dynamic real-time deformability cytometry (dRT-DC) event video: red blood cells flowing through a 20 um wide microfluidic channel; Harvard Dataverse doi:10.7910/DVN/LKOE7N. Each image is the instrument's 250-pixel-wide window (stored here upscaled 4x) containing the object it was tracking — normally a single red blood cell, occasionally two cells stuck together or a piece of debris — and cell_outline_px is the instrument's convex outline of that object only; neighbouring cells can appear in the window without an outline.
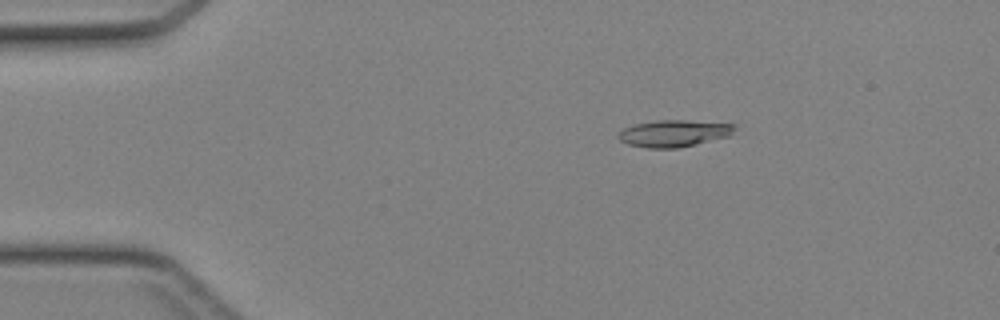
{"species": "Egyptian fruit bat (a non-hibernating species)", "species_latin": "Rousettus aegyptiacus", "temperature_condition": "cold", "stored_images_in_passage": 44, "camera_frame_rate_fps": 3000, "um_per_image_px": 0.085, "animal": {"sex": "female"}, "frame": {"image": 1, "passage_image": 8, "time_ms": 2.333, "image_size_px": [1000, 320], "cell_outline_px": [[736, 128], [728, 136], [680, 148], [648, 148], [628, 144], [620, 140], [616, 136], [624, 128], [636, 124], [656, 120], [684, 120], [736, 124]], "centroid_in_image_um": [57.28, 11.33], "position_along_channel_um": 27.7, "area_um2": 18.09}}
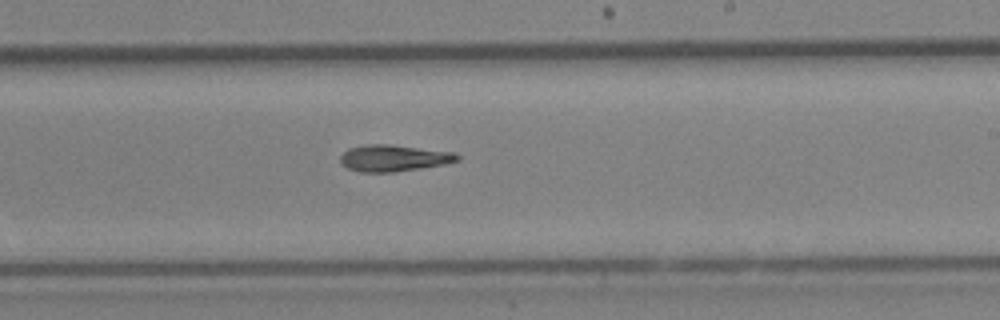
{"frame": {"image": 2, "passage_image": 27, "time_ms": 8.667, "image_size_px": [1000, 320], "cell_outline_px": [[460, 160], [444, 164], [420, 168], [392, 172], [360, 172], [348, 168], [340, 164], [340, 156], [348, 148], [368, 144], [388, 144], [456, 152], [460, 156]], "centroid_in_image_um": [33.46, 13.43], "position_along_channel_um": 255.5, "area_um2": 18.15}}
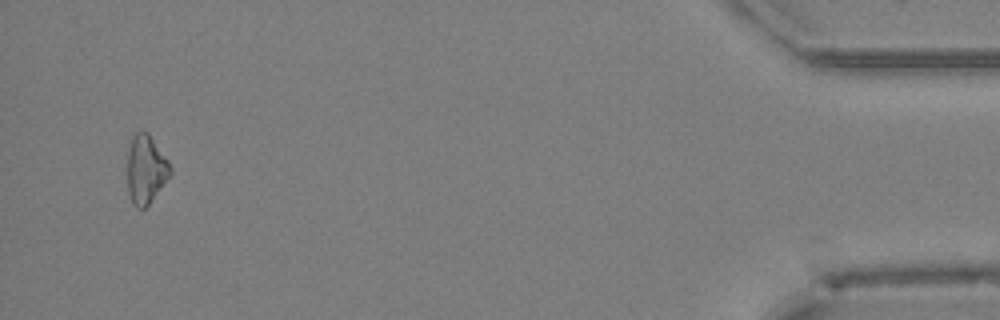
{"frame": {"image": 3, "passage_image": 43, "time_ms": 14.0, "image_size_px": [1000, 320], "cell_outline_px": [[172, 172], [148, 204], [144, 208], [136, 208], [132, 204], [128, 192], [128, 152], [132, 136], [140, 128], [144, 128], [148, 132], [168, 160], [172, 168]], "centroid_in_image_um": [12.38, 14.34], "position_along_channel_um": 422.8, "area_um2": 17.17}}